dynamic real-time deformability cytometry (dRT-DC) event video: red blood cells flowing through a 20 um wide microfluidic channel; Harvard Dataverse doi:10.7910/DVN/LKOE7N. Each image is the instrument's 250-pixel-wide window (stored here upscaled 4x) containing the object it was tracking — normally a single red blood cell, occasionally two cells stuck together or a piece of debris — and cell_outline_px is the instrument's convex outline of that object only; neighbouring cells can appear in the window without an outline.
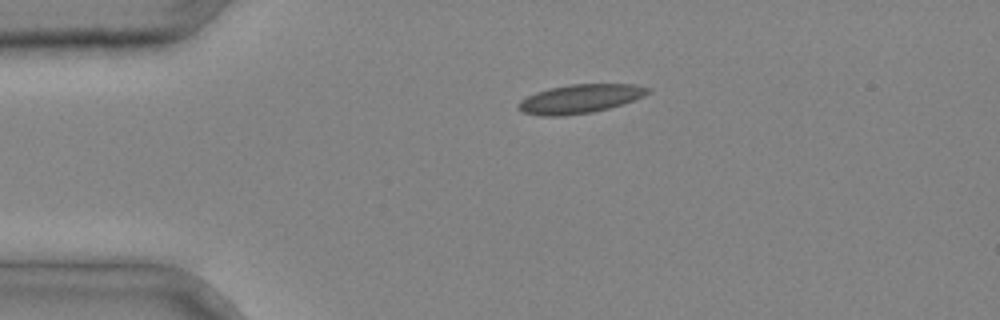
{"species": "common noctule bat (a hibernating species)", "species_latin": "Nyctalus noctula", "temperature_condition": "cold", "stored_images_in_passage": 5, "camera_frame_rate_fps": 3000, "um_per_image_px": 0.085, "animal": {"sex": "male", "body_mass_g": 20.4}, "frame": {"image": 1, "passage_image": 5, "time_ms": 1.333, "image_size_px": [1000, 320], "cell_outline_px": [[652, 88], [644, 96], [608, 108], [592, 112], [560, 116], [540, 116], [524, 112], [516, 108], [516, 104], [520, 100], [536, 92], [552, 88], [572, 84], [636, 84]], "centroid_in_image_um": [49.28, 8.4], "position_along_channel_um": 35.7, "area_um2": 21.56}}